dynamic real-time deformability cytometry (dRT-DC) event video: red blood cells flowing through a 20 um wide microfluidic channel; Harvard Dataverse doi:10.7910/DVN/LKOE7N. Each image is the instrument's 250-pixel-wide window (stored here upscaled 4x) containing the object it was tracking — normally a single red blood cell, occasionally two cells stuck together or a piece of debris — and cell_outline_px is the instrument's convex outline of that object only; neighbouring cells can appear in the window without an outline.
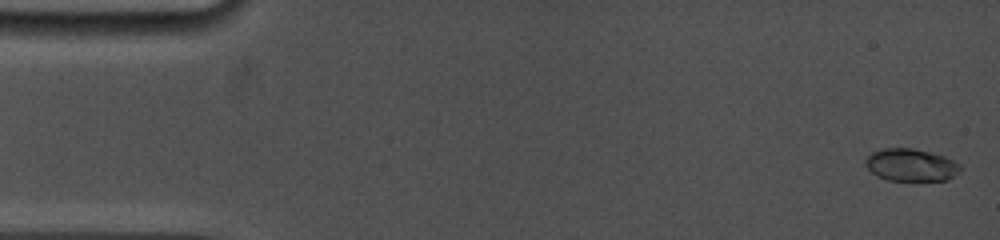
{"species": "common noctule bat (a hibernating species)", "species_latin": "Nyctalus noctula", "temperature_condition": "cold", "stored_images_in_passage": 10, "camera_frame_rate_fps": 5000, "um_per_image_px": 0.085, "animal": {"sex": "female", "body_mass_g": 19.0, "forearm_length_mm": 53.3}, "frame": {"image": 1, "passage_image": 1, "time_ms": 0.0, "image_size_px": [1000, 240], "cell_outline_px": [[960, 172], [948, 180], [888, 180], [876, 176], [864, 164], [864, 160], [872, 152], [884, 148], [912, 148], [944, 156], [960, 164]], "centroid_in_image_um": [77.42, 14.02], "position_along_channel_um": 7.6, "area_um2": 17.86}}
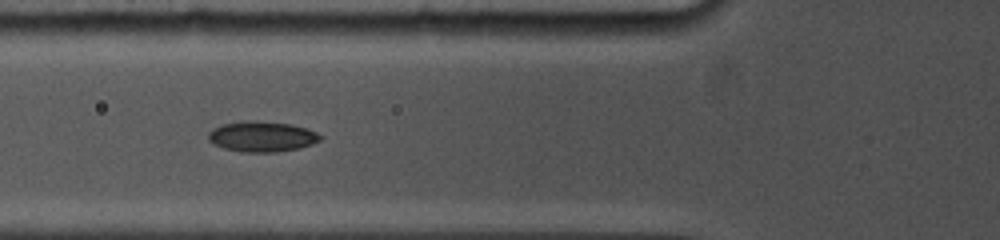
{"frame": {"image": 2, "passage_image": 9, "time_ms": 5.8, "image_size_px": [1000, 240], "cell_outline_px": [[324, 136], [320, 140], [312, 144], [300, 148], [276, 152], [240, 152], [224, 148], [212, 144], [208, 140], [208, 132], [212, 128], [224, 124], [244, 120], [256, 120], [292, 124], [316, 132]], "centroid_in_image_um": [22.24, 11.6], "position_along_channel_um": 103.6, "area_um2": 20.11}}
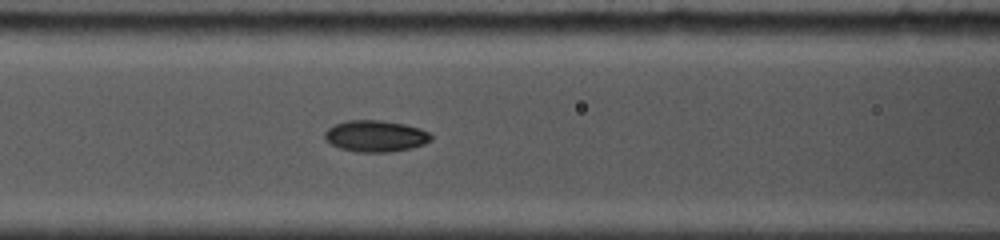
{"frame": {"image": 3, "passage_image": 10, "time_ms": 6.6, "image_size_px": [1000, 240], "cell_outline_px": [[432, 140], [424, 144], [412, 148], [388, 152], [356, 152], [340, 148], [332, 144], [324, 136], [324, 132], [328, 128], [336, 124], [348, 120], [380, 120], [404, 124], [420, 128], [428, 132], [432, 136]], "centroid_in_image_um": [31.94, 11.57], "position_along_channel_um": 134.7, "area_um2": 19.42}}